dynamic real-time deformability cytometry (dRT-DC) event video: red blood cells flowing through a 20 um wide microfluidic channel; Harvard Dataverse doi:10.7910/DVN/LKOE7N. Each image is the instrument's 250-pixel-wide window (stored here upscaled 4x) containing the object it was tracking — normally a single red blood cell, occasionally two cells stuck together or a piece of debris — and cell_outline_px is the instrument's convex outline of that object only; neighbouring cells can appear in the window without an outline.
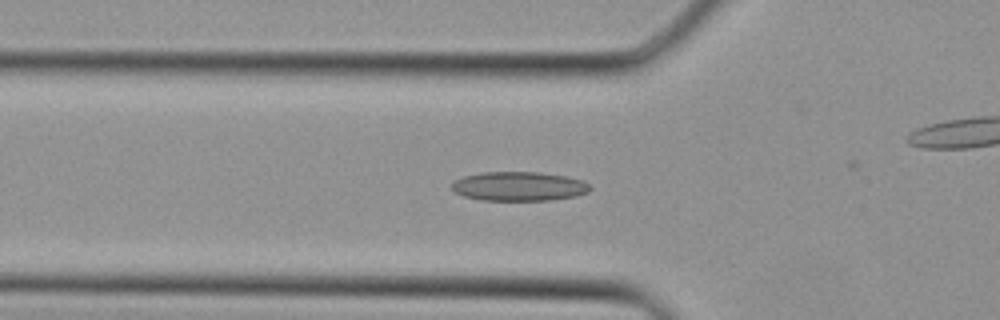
{"species": "Egyptian fruit bat (a non-hibernating species)", "species_latin": "Rousettus aegyptiacus", "temperature_condition": "cold", "stored_images_in_passage": 39, "camera_frame_rate_fps": 3000, "um_per_image_px": 0.085, "animal": {"sex": "female"}, "frame": {"image": 1, "passage_image": 14, "time_ms": 4.333, "image_size_px": [1000, 320], "cell_outline_px": [[592, 188], [588, 192], [576, 196], [552, 200], [480, 200], [464, 196], [456, 192], [452, 188], [452, 184], [456, 180], [464, 176], [480, 172], [540, 172], [568, 176], [584, 180], [592, 184]], "centroid_in_image_um": [44.19, 15.83], "position_along_channel_um": 81.6, "area_um2": 23.76}}
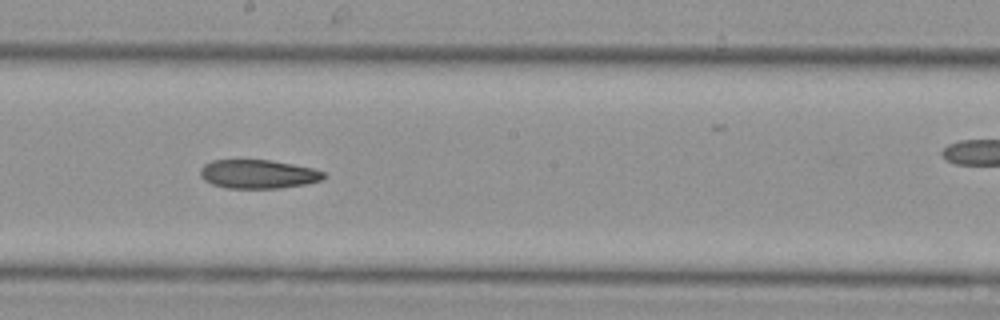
{"frame": {"image": 2, "passage_image": 22, "time_ms": 7.0, "image_size_px": [1000, 320], "cell_outline_px": [[324, 180], [308, 184], [280, 188], [228, 188], [212, 184], [204, 180], [200, 176], [200, 168], [204, 164], [212, 160], [268, 160], [292, 164], [312, 168], [324, 172]], "centroid_in_image_um": [21.94, 14.8], "position_along_channel_um": 226.3, "area_um2": 20.75}}
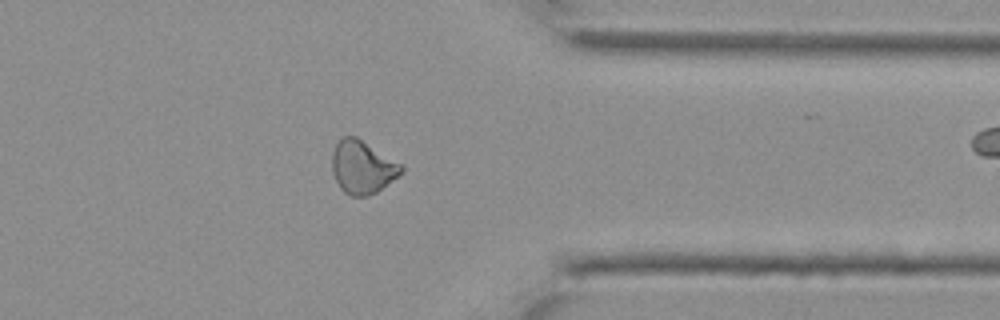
{"frame": {"image": 3, "passage_image": 31, "time_ms": 10.0, "image_size_px": [1000, 320], "cell_outline_px": [[404, 172], [376, 192], [368, 196], [352, 196], [344, 192], [340, 188], [332, 172], [332, 152], [336, 144], [344, 136], [356, 136], [404, 164]], "centroid_in_image_um": [30.83, 14.2], "position_along_channel_um": 380.6, "area_um2": 21.62}}